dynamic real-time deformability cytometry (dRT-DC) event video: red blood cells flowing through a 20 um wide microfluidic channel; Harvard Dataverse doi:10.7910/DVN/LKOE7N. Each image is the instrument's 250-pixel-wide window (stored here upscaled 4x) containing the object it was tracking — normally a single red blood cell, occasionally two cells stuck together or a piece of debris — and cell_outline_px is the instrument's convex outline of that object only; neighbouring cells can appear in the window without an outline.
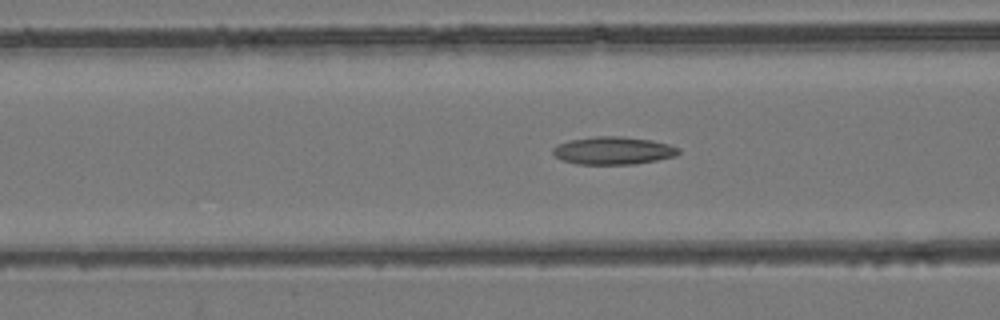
{"species": "common noctule bat (a hibernating species)", "species_latin": "Nyctalus noctula", "temperature_condition": "room temperature", "stored_images_in_passage": 50, "camera_frame_rate_fps": 3000, "um_per_image_px": 0.085, "animal": {"sex": "female", "body_mass_g": 24.6, "forearm_length_mm": 56.2}, "frame": {"image": 1, "passage_image": 18, "time_ms": 5.667, "image_size_px": [1000, 320], "cell_outline_px": [[680, 152], [676, 156], [636, 164], [576, 164], [560, 160], [552, 152], [552, 148], [568, 140], [596, 136], [620, 136], [652, 140], [668, 144], [680, 148]], "centroid_in_image_um": [52.12, 12.8], "position_along_channel_um": 114.5, "area_um2": 20.4}}
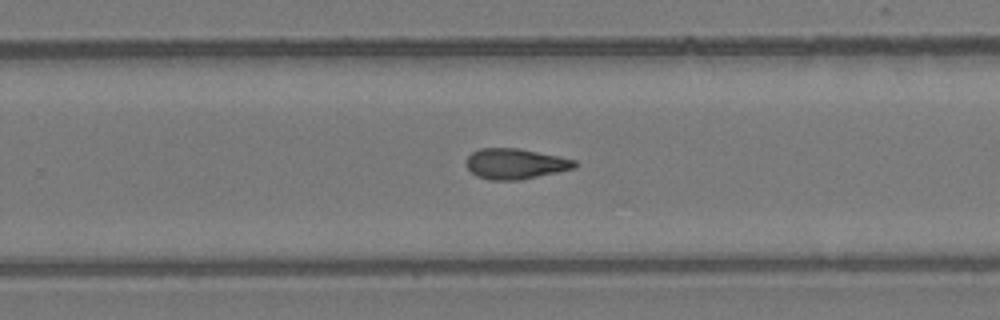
{"frame": {"image": 2, "passage_image": 31, "time_ms": 10.0, "image_size_px": [1000, 320], "cell_outline_px": [[576, 168], [520, 180], [488, 180], [476, 176], [468, 168], [464, 160], [472, 152], [480, 148], [516, 148], [560, 156], [576, 160]], "centroid_in_image_um": [43.78, 13.92], "position_along_channel_um": 286.0, "area_um2": 19.36}}
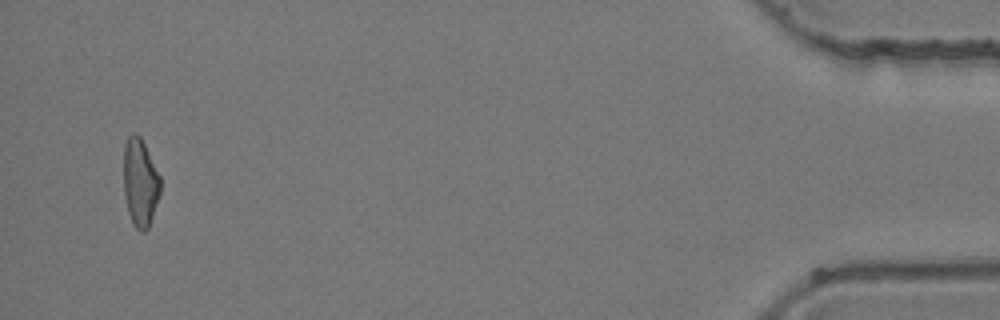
{"frame": {"image": 3, "passage_image": 48, "time_ms": 15.667, "image_size_px": [1000, 320], "cell_outline_px": [[160, 192], [148, 228], [144, 232], [140, 232], [132, 224], [128, 212], [124, 196], [124, 144], [128, 136], [132, 132], [136, 132], [140, 136], [160, 176]], "centroid_in_image_um": [11.89, 15.51], "position_along_channel_um": 423.3, "area_um2": 18.79}, "authors_computed_cell_mechanics": {"area_um2": 19.4208, "velocity_mm_per_s": 3.9559, "shape_relaxation_time_tau1_ms": null, "shape_relaxation_time_tau2_ms": 5.1249, "deformation_change_tau1": null, "deformation_change_tau2": 0.1441}}